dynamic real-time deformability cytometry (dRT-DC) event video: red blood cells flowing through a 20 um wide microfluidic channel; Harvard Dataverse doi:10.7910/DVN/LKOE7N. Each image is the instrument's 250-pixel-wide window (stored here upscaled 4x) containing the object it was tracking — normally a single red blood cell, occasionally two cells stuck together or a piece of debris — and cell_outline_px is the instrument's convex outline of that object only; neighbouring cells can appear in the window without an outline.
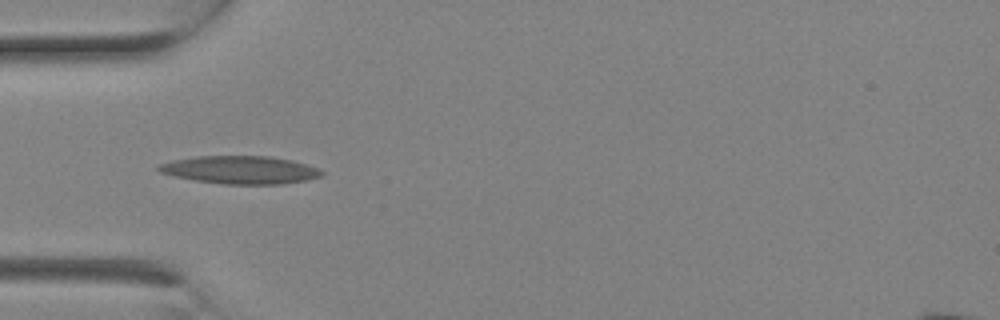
{"species": "Egyptian fruit bat (a non-hibernating species)", "species_latin": "Rousettus aegyptiacus", "temperature_condition": "room temperature", "stored_images_in_passage": 1, "camera_frame_rate_fps": 3000, "um_per_image_px": 0.085, "animal": {"sex": "female"}, "frame": {"image": 1, "passage_image": 1, "time_ms": 0.0, "image_size_px": [1000, 320], "cell_outline_px": [[324, 176], [304, 180], [280, 184], [224, 184], [196, 180], [172, 176], [160, 172], [156, 168], [160, 164], [172, 160], [196, 156], [268, 156], [292, 160], [316, 168], [324, 172]], "centroid_in_image_um": [20.4, 14.43], "position_along_channel_um": 64.6, "area_um2": 26.36}}